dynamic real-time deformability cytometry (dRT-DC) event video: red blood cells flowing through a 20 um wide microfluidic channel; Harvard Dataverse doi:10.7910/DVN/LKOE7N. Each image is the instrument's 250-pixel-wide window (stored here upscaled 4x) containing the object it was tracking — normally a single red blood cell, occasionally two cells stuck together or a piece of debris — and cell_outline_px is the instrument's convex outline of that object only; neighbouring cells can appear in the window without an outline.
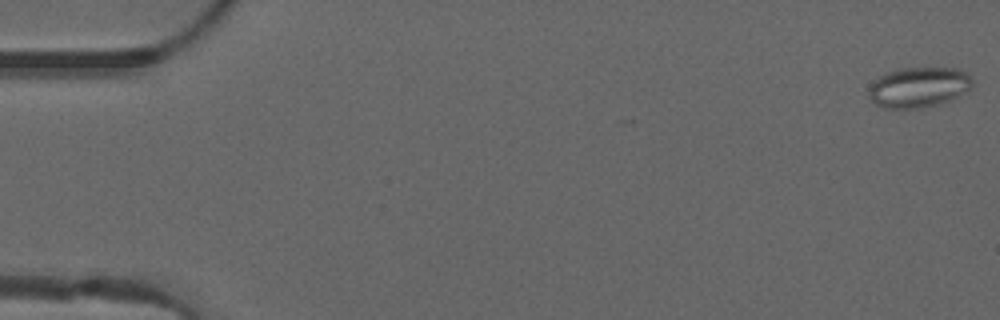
{"species": "common noctule bat (a hibernating species)", "species_latin": "Nyctalus noctula", "temperature_condition": "warm", "stored_images_in_passage": 51, "camera_frame_rate_fps": 3000, "um_per_image_px": 0.085, "animal": {"sex": "male", "forearm_length_mm": 52.5}, "frame": {"image": 1, "passage_image": 1, "time_ms": 0.0, "image_size_px": [1000, 320], "cell_outline_px": [[972, 84], [968, 92], [960, 96], [936, 104], [920, 108], [884, 108], [876, 104], [868, 96], [868, 92], [872, 84], [880, 76], [888, 72], [900, 68], [956, 68], [964, 72], [972, 80]], "centroid_in_image_um": [78.09, 7.42], "position_along_channel_um": 6.9, "area_um2": 24.1}}
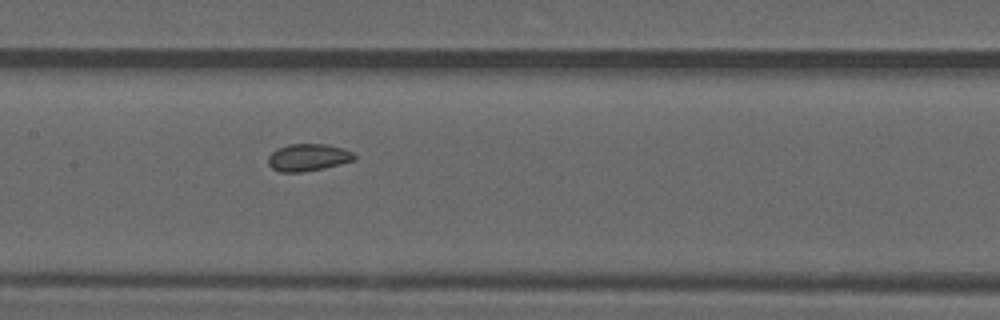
{"frame": {"image": 2, "passage_image": 25, "time_ms": 8.0, "image_size_px": [1000, 320], "cell_outline_px": [[356, 160], [324, 168], [300, 172], [280, 172], [272, 168], [268, 164], [268, 156], [272, 152], [288, 144], [328, 144], [344, 148], [352, 152], [356, 156]], "centroid_in_image_um": [26.21, 13.38], "position_along_channel_um": 181.2, "area_um2": 13.7}}
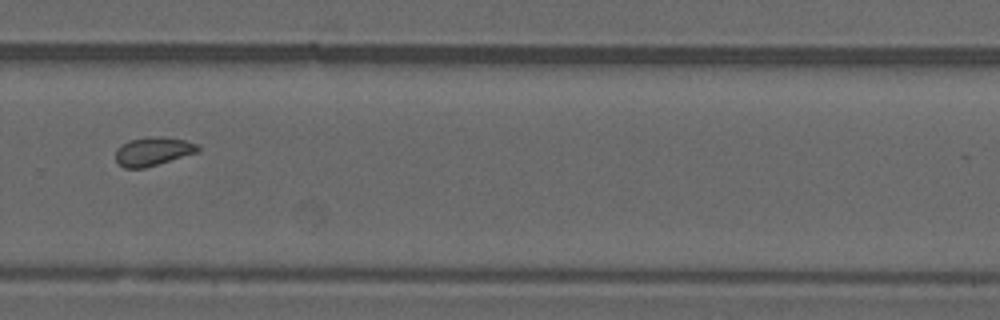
{"frame": {"image": 3, "passage_image": 35, "time_ms": 11.333, "image_size_px": [1000, 320], "cell_outline_px": [[200, 148], [196, 152], [144, 168], [124, 168], [116, 160], [116, 148], [128, 140], [148, 136], [160, 136], [184, 140], [196, 144]], "centroid_in_image_um": [12.95, 12.85], "position_along_channel_um": 316.8, "area_um2": 13.53}}